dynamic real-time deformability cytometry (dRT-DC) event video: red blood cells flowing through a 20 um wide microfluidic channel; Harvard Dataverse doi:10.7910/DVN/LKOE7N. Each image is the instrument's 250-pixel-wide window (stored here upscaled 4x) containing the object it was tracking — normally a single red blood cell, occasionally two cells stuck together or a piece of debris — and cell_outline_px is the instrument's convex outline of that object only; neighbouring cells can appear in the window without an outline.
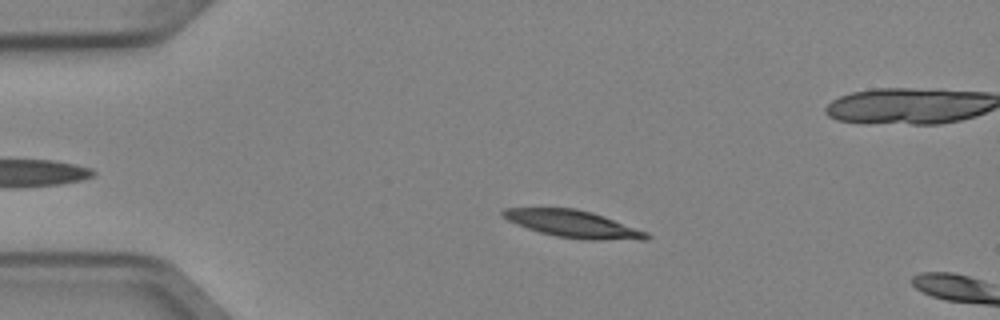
{"species": "Egyptian fruit bat (a non-hibernating species)", "species_latin": "Rousettus aegyptiacus", "temperature_condition": "cold", "stored_images_in_passage": 4, "camera_frame_rate_fps": 3000, "um_per_image_px": 0.085, "animal": {"sex": "female"}, "frame": {"image": 1, "passage_image": 3, "time_ms": 0.667, "image_size_px": [1000, 320], "cell_outline_px": [[652, 236], [648, 240], [588, 240], [556, 236], [540, 232], [516, 224], [500, 216], [500, 212], [504, 208], [576, 208], [592, 212], [604, 216], [648, 232]], "centroid_in_image_um": [48.75, 19.04], "position_along_channel_um": 36.3, "area_um2": 22.89}}